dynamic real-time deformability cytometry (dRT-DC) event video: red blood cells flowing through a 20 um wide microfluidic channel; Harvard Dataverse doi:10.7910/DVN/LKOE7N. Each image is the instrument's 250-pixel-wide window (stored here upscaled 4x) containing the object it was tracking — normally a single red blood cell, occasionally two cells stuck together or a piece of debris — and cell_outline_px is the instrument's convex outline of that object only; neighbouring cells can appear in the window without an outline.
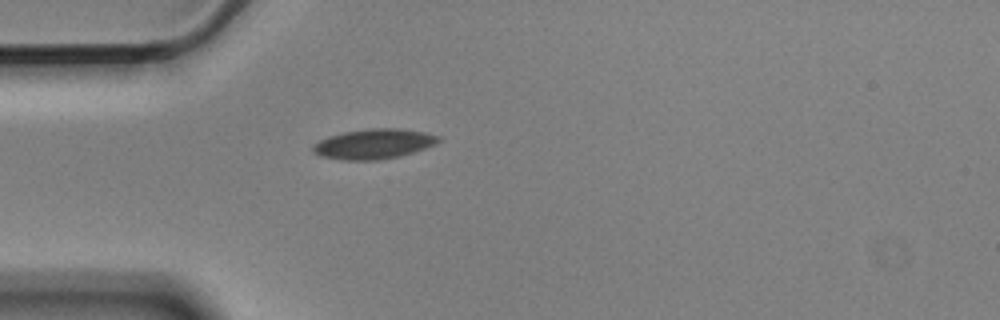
{"species": "Egyptian fruit bat (a non-hibernating species)", "species_latin": "Rousettus aegyptiacus", "temperature_condition": "cold", "stored_images_in_passage": 1, "camera_frame_rate_fps": 3000, "um_per_image_px": 0.085, "animal": {"sex": "male"}, "frame": {"image": 1, "passage_image": 1, "time_ms": 0.0, "image_size_px": [1000, 320], "cell_outline_px": [[440, 140], [436, 144], [400, 156], [376, 160], [340, 160], [320, 156], [312, 152], [312, 148], [320, 140], [328, 136], [344, 132], [368, 128], [396, 128], [424, 132], [440, 136]], "centroid_in_image_um": [31.75, 12.23], "position_along_channel_um": 53.2, "area_um2": 21.85}}